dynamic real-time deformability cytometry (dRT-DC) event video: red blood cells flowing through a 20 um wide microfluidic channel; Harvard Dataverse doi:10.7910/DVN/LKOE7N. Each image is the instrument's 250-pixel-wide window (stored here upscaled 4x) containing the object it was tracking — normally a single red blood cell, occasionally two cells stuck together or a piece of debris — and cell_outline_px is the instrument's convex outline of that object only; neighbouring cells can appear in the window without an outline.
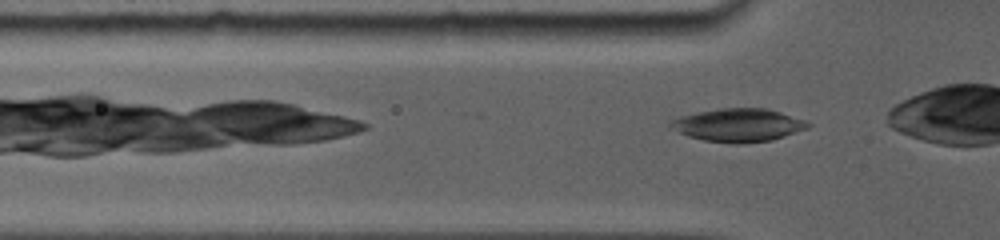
{"species": "common noctule bat (a hibernating species)", "species_latin": "Nyctalus noctula", "temperature_condition": "room temperature", "stored_images_in_passage": 20, "camera_frame_rate_fps": 5000, "um_per_image_px": 0.085, "animal": {"sex": "female", "body_mass_g": 19.0, "forearm_length_mm": 56.7}, "frame": {"image": 1, "passage_image": 2, "time_ms": 0.2, "image_size_px": [1000, 240], "cell_outline_px": [[812, 124], [808, 128], [772, 140], [740, 144], [732, 144], [704, 140], [688, 136], [668, 128], [668, 124], [672, 120], [680, 116], [720, 108], [768, 108], [804, 120]], "centroid_in_image_um": [62.74, 10.64], "position_along_channel_um": 63.1, "area_um2": 26.53}}
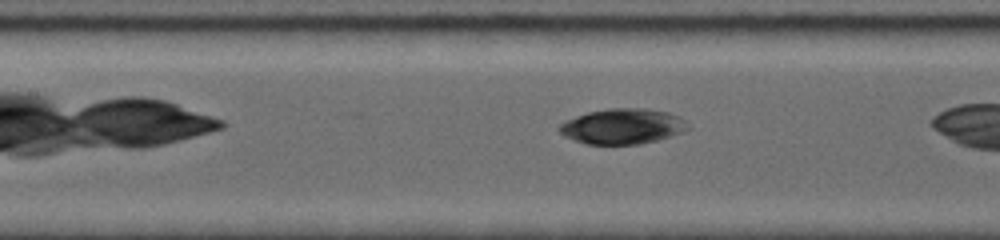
{"frame": {"image": 2, "passage_image": 9, "time_ms": 2.6, "image_size_px": [1000, 240], "cell_outline_px": [[692, 128], [684, 132], [660, 140], [640, 144], [584, 144], [564, 136], [556, 128], [564, 120], [588, 112], [608, 108], [644, 108], [668, 112], [680, 116], [688, 120]], "centroid_in_image_um": [52.97, 10.74], "position_along_channel_um": 154.4, "area_um2": 27.11}}
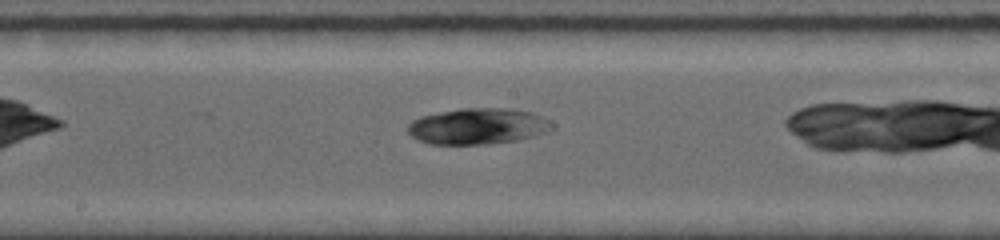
{"frame": {"image": 3, "passage_image": 13, "time_ms": 4.0, "image_size_px": [1000, 240], "cell_outline_px": [[552, 128], [548, 132], [516, 140], [488, 144], [428, 144], [416, 140], [408, 132], [408, 124], [412, 120], [420, 116], [460, 108], [508, 108], [532, 112], [544, 116], [552, 124]], "centroid_in_image_um": [40.6, 10.73], "position_along_channel_um": 207.6, "area_um2": 30.46}}